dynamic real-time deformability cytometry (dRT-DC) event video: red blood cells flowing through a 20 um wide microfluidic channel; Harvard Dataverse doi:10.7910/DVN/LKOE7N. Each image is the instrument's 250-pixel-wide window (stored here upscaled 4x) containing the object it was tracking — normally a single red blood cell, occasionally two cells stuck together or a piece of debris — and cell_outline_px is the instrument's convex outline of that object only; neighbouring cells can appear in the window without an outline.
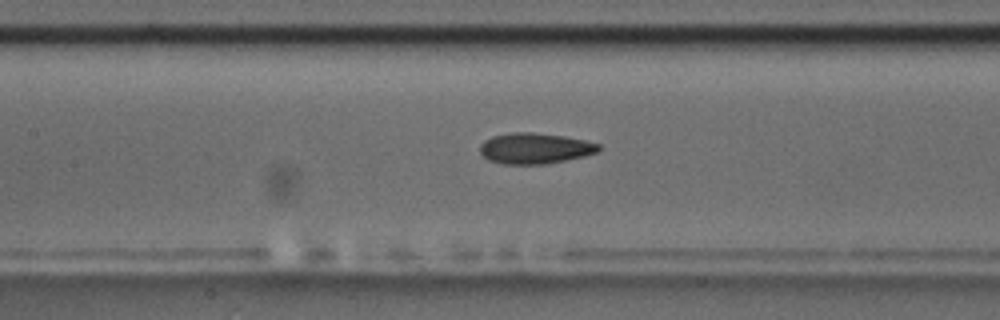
{"species": "common noctule bat (a hibernating species)", "species_latin": "Nyctalus noctula", "temperature_condition": "room temperature", "stored_images_in_passage": 45, "camera_frame_rate_fps": 3000, "um_per_image_px": 0.085, "animal": {"sex": "male", "body_mass_g": 17.5, "forearm_length_mm": 52.3}, "frame": {"image": 1, "passage_image": 25, "time_ms": 8.0, "image_size_px": [1000, 320], "cell_outline_px": [[600, 148], [596, 152], [584, 156], [544, 164], [504, 164], [488, 160], [480, 152], [480, 144], [484, 140], [492, 136], [512, 132], [532, 132], [564, 136], [584, 140], [600, 144]], "centroid_in_image_um": [45.43, 12.6], "position_along_channel_um": 162.0, "area_um2": 21.21}}
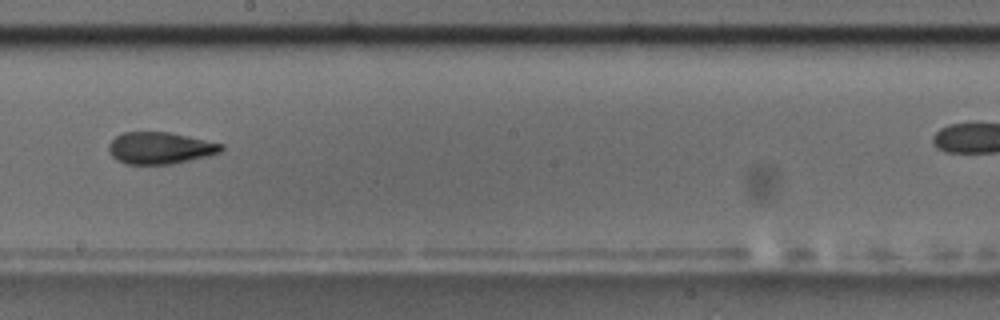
{"frame": {"image": 2, "passage_image": 31, "time_ms": 10.0, "image_size_px": [1000, 320], "cell_outline_px": [[224, 148], [220, 152], [208, 156], [172, 164], [124, 164], [116, 160], [108, 152], [108, 144], [116, 136], [124, 132], [168, 132], [224, 144]], "centroid_in_image_um": [13.58, 12.59], "position_along_channel_um": 234.6, "area_um2": 20.92}}
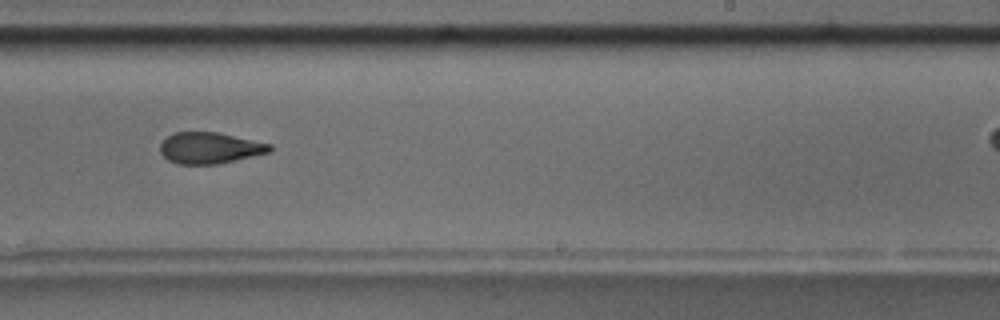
{"frame": {"image": 3, "passage_image": 34, "time_ms": 11.0, "image_size_px": [1000, 320], "cell_outline_px": [[272, 152], [216, 164], [176, 164], [168, 160], [160, 152], [160, 144], [172, 132], [216, 132], [272, 144]], "centroid_in_image_um": [17.83, 12.58], "position_along_channel_um": 271.2, "area_um2": 19.94}}